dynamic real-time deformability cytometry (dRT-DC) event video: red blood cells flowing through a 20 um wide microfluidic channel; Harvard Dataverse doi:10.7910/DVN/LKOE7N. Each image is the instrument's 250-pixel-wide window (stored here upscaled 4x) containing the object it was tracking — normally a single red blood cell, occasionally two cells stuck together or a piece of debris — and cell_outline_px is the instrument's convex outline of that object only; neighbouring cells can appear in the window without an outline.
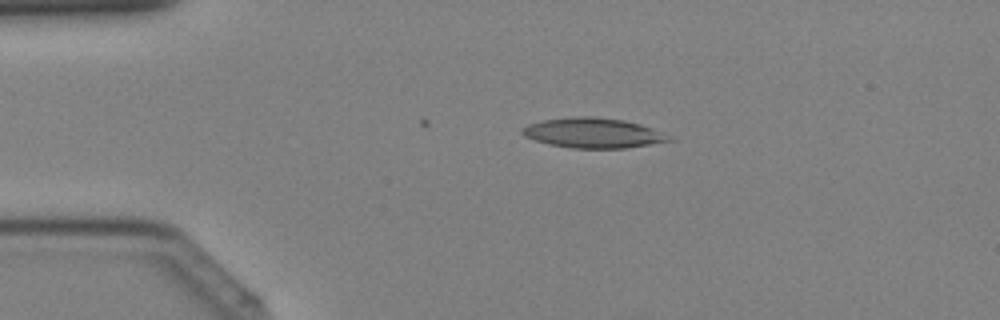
{"species": "Egyptian fruit bat (a non-hibernating species)", "species_latin": "Rousettus aegyptiacus", "temperature_condition": "cold", "stored_images_in_passage": 11, "camera_frame_rate_fps": 3000, "um_per_image_px": 0.085, "animal": {"sex": "female"}, "frame": {"image": 1, "passage_image": 7, "time_ms": 2.0, "image_size_px": [1000, 320], "cell_outline_px": [[676, 140], [624, 148], [572, 148], [552, 144], [536, 140], [524, 136], [520, 132], [520, 128], [528, 124], [540, 120], [572, 116], [596, 116], [624, 120], [640, 124], [652, 128], [672, 136]], "centroid_in_image_um": [50.42, 11.28], "position_along_channel_um": 34.6, "area_um2": 25.84}}